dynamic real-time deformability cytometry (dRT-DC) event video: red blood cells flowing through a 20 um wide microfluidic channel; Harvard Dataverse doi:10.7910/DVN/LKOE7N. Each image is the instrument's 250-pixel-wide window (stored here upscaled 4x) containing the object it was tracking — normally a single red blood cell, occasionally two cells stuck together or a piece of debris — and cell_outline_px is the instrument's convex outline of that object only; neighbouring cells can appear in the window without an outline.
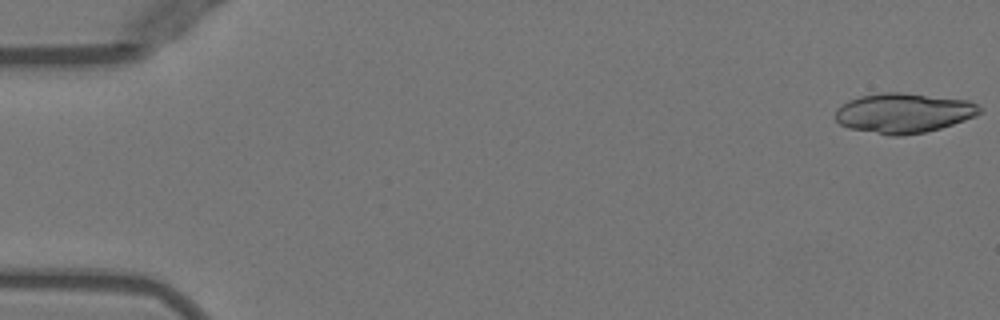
{"species": "Egyptian fruit bat (a non-hibernating species)", "species_latin": "Rousettus aegyptiacus", "temperature_condition": "warm", "stored_images_in_passage": 9, "camera_frame_rate_fps": 3000, "um_per_image_px": 0.085, "animal": {"sex": "female"}, "frame": {"image": 1, "passage_image": 1, "time_ms": 0.0, "image_size_px": [1000, 320], "cell_outline_px": [[984, 108], [976, 116], [940, 128], [924, 132], [904, 136], [888, 136], [848, 128], [840, 124], [836, 120], [836, 108], [848, 100], [860, 96], [884, 92], [900, 92], [968, 100]], "centroid_in_image_um": [76.79, 9.61], "position_along_channel_um": 8.2, "area_um2": 33.64}}